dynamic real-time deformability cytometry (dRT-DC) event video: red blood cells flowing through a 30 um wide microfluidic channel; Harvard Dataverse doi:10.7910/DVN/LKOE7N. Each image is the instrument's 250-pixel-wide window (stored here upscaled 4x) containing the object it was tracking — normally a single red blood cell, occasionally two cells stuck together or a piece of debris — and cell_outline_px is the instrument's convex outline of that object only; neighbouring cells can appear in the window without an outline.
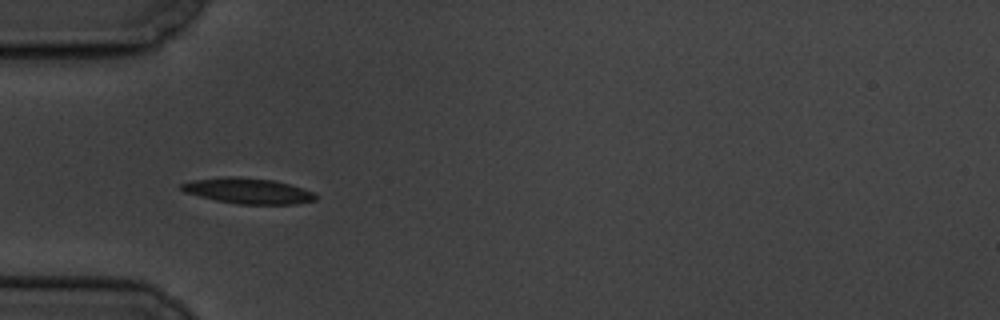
{"species": "common noctule bat (a hibernating species)", "species_latin": "Nyctalus noctula", "temperature_condition": "cold", "stored_images_in_passage": 5, "camera_frame_rate_fps": 3000, "um_per_image_px": 0.085, "animal": {"sex": "male", "body_mass_g": 19.5, "forearm_length_mm": 54.6}, "frame": {"image": 1, "passage_image": 3, "time_ms": 2.333, "image_size_px": [1000, 320], "cell_outline_px": [[320, 196], [316, 200], [296, 204], [240, 204], [216, 200], [184, 192], [180, 188], [180, 184], [192, 180], [228, 176], [236, 176], [272, 180], [304, 188]], "centroid_in_image_um": [21.11, 16.22], "position_along_channel_um": 63.9, "area_um2": 20.0}}
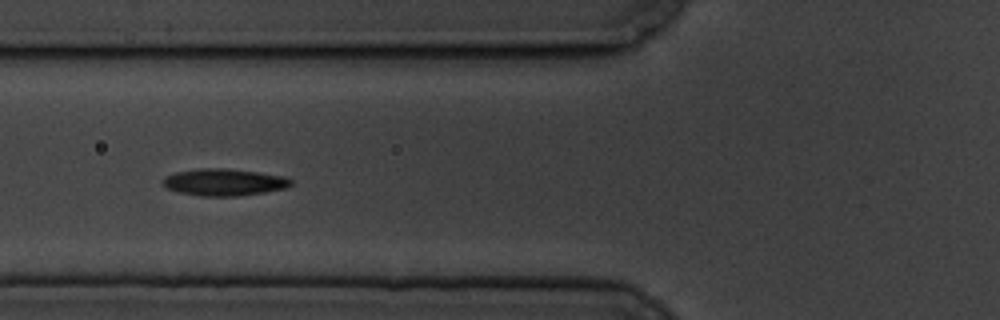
{"frame": {"image": 2, "passage_image": 4, "time_ms": 3.667, "image_size_px": [1000, 320], "cell_outline_px": [[292, 184], [288, 188], [264, 192], [236, 196], [200, 196], [180, 192], [168, 188], [164, 184], [164, 176], [176, 172], [200, 168], [224, 168], [256, 172], [284, 176], [292, 180]], "centroid_in_image_um": [19.07, 15.48], "position_along_channel_um": 106.7, "area_um2": 19.94}}
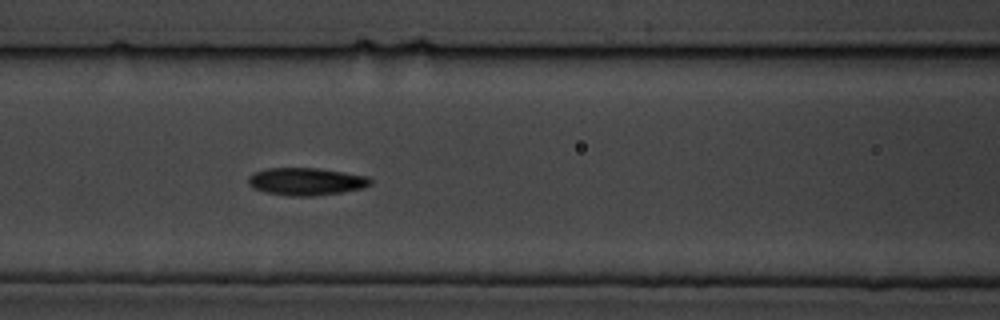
{"frame": {"image": 3, "passage_image": 5, "time_ms": 4.667, "image_size_px": [1000, 320], "cell_outline_px": [[372, 184], [364, 188], [340, 192], [312, 196], [288, 196], [264, 192], [252, 188], [248, 184], [248, 176], [252, 172], [268, 168], [320, 168], [368, 176], [372, 180]], "centroid_in_image_um": [26.0, 15.42], "position_along_channel_um": 140.6, "area_um2": 19.83}}